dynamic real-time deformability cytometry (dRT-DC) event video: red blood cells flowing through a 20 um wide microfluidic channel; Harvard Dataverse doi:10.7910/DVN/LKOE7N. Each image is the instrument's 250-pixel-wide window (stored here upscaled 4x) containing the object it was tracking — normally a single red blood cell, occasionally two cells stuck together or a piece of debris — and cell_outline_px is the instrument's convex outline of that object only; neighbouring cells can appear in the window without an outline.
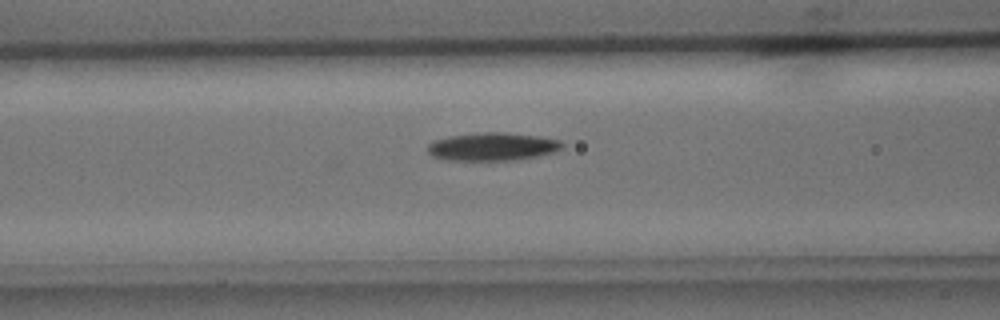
{"species": "common noctule bat (a hibernating species)", "species_latin": "Nyctalus noctula", "temperature_condition": "cold", "stored_images_in_passage": 25, "camera_frame_rate_fps": 3000, "um_per_image_px": 0.085, "animal": {"sex": "male", "body_mass_g": 15.6}, "frame": {"image": 1, "passage_image": 5, "time_ms": 1.333, "image_size_px": [1000, 320], "cell_outline_px": [[564, 148], [556, 152], [536, 156], [512, 160], [448, 160], [432, 156], [428, 152], [428, 144], [432, 140], [448, 136], [484, 132], [504, 132], [536, 136], [560, 140], [564, 144]], "centroid_in_image_um": [41.86, 12.46], "position_along_channel_um": 124.7, "area_um2": 22.02}}
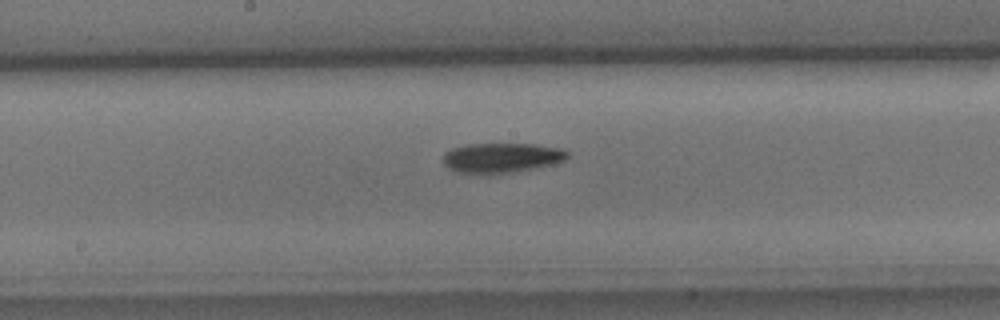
{"frame": {"image": 2, "passage_image": 11, "time_ms": 3.333, "image_size_px": [1000, 320], "cell_outline_px": [[568, 156], [564, 160], [552, 164], [532, 168], [508, 172], [460, 172], [448, 168], [444, 164], [444, 152], [452, 148], [464, 144], [536, 144], [560, 148], [568, 152]], "centroid_in_image_um": [42.62, 13.37], "position_along_channel_um": 205.6, "area_um2": 21.04}}
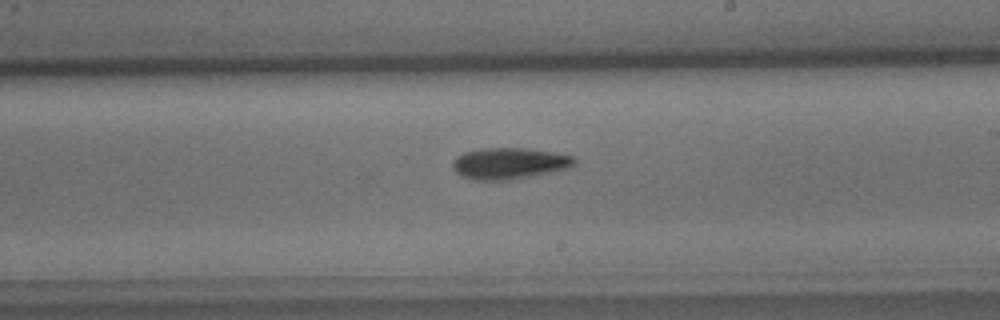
{"frame": {"image": 3, "passage_image": 14, "time_ms": 4.333, "image_size_px": [1000, 320], "cell_outline_px": [[576, 164], [572, 168], [532, 176], [508, 180], [476, 180], [460, 176], [452, 168], [452, 160], [456, 156], [464, 152], [480, 148], [524, 148], [552, 152], [572, 156], [576, 160]], "centroid_in_image_um": [43.27, 13.89], "position_along_channel_um": 245.7, "area_um2": 22.48}}